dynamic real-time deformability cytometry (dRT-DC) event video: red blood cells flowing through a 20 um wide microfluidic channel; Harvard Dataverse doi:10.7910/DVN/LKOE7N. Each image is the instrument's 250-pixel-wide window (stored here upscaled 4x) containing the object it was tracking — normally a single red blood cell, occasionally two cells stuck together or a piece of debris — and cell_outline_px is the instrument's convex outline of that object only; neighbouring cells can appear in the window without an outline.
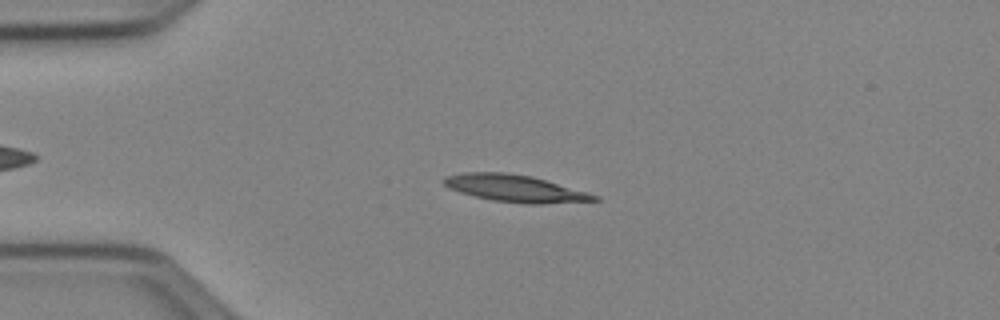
{"species": "Egyptian fruit bat (a non-hibernating species)", "species_latin": "Rousettus aegyptiacus", "temperature_condition": "cold", "stored_images_in_passage": 46, "camera_frame_rate_fps": 3000, "um_per_image_px": 0.085, "animal": {"sex": "female"}, "frame": {"image": 1, "passage_image": 12, "time_ms": 3.667, "image_size_px": [1000, 320], "cell_outline_px": [[600, 200], [540, 204], [524, 204], [492, 200], [460, 192], [448, 188], [440, 180], [444, 176], [464, 172], [504, 172], [532, 176], [588, 192], [600, 196]], "centroid_in_image_um": [43.76, 16.01], "position_along_channel_um": 41.2, "area_um2": 23.81}}
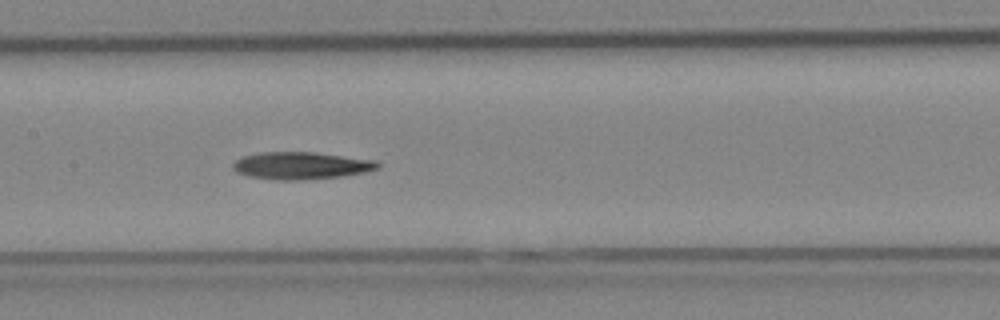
{"frame": {"image": 2, "passage_image": 25, "time_ms": 8.0, "image_size_px": [1000, 320], "cell_outline_px": [[380, 168], [364, 172], [340, 176], [304, 180], [272, 180], [248, 176], [236, 172], [232, 168], [232, 164], [236, 160], [244, 156], [260, 152], [312, 152], [376, 160], [380, 164]], "centroid_in_image_um": [25.57, 14.08], "position_along_channel_um": 181.8, "area_um2": 23.06}}
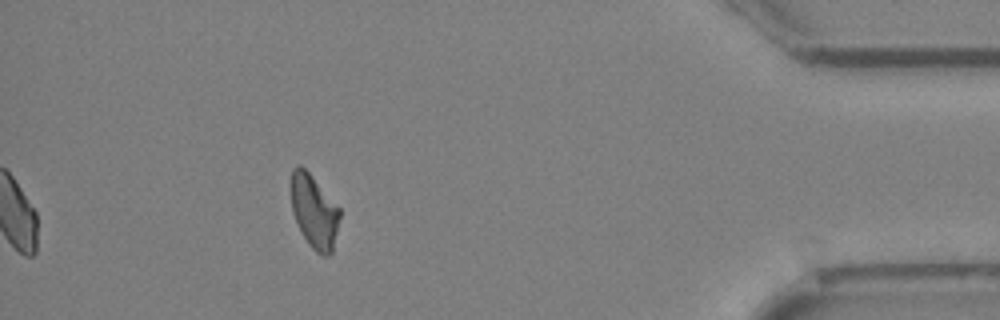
{"frame": {"image": 3, "passage_image": 46, "time_ms": 15.0, "image_size_px": [1000, 320], "cell_outline_px": [[340, 216], [332, 252], [328, 256], [324, 256], [316, 252], [308, 244], [296, 220], [292, 208], [292, 168], [296, 164], [300, 164], [312, 176], [340, 208]], "centroid_in_image_um": [26.72, 17.97], "position_along_channel_um": 408.5, "area_um2": 20.46}}